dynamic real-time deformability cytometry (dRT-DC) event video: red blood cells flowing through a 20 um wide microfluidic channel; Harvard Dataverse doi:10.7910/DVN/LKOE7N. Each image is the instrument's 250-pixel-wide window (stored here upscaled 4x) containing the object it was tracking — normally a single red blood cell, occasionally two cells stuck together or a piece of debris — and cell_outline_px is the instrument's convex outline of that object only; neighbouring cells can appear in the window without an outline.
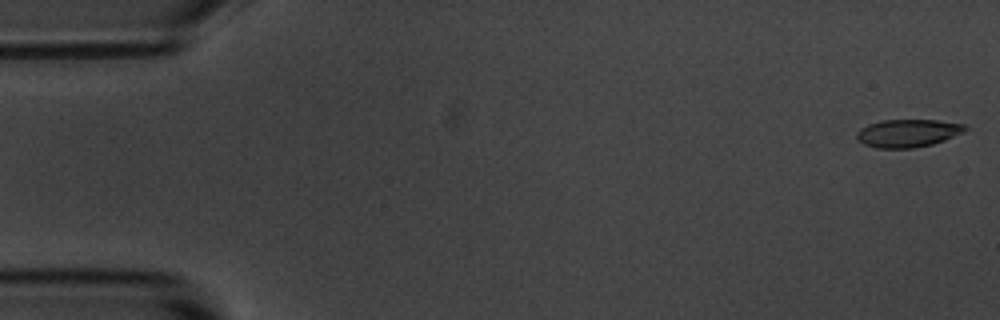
{"species": "common noctule bat (a hibernating species)", "species_latin": "Nyctalus noctula", "temperature_condition": "room temperature", "stored_images_in_passage": 50, "camera_frame_rate_fps": 3000, "um_per_image_px": 0.085, "animal": {"sex": "male", "body_mass_g": 20.1, "forearm_length_mm": 53.5}, "frame": {"image": 1, "passage_image": 1, "time_ms": 0.0, "image_size_px": [1000, 320], "cell_outline_px": [[968, 128], [964, 132], [944, 140], [932, 144], [912, 148], [876, 148], [864, 144], [856, 136], [856, 132], [860, 128], [868, 124], [880, 120], [936, 120], [964, 124]], "centroid_in_image_um": [77.15, 11.31], "position_along_channel_um": 7.8, "area_um2": 17.57}}
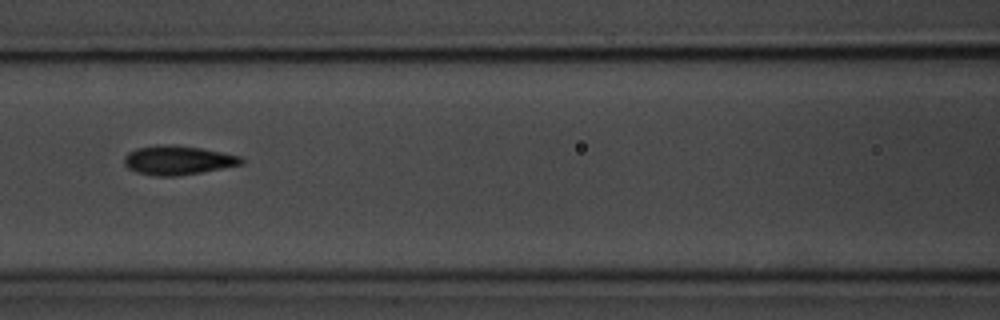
{"frame": {"image": 2, "passage_image": 24, "time_ms": 7.667, "image_size_px": [1000, 320], "cell_outline_px": [[244, 164], [200, 172], [176, 176], [156, 176], [136, 172], [128, 168], [124, 164], [124, 156], [128, 152], [136, 148], [160, 144], [200, 148], [240, 156], [244, 160]], "centroid_in_image_um": [15.08, 13.62], "position_along_channel_um": 151.5, "area_um2": 19.65}}
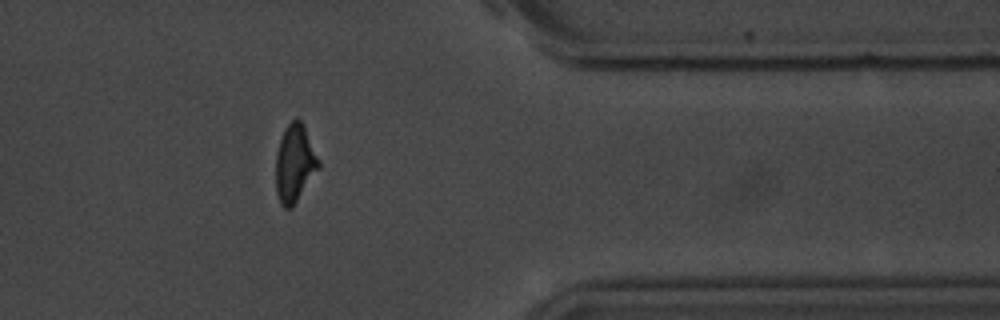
{"frame": {"image": 3, "passage_image": 45, "time_ms": 14.667, "image_size_px": [1000, 320], "cell_outline_px": [[320, 168], [292, 208], [284, 208], [280, 204], [276, 192], [276, 152], [284, 128], [296, 116], [300, 120], [320, 160]], "centroid_in_image_um": [25.05, 13.91], "position_along_channel_um": 386.4, "area_um2": 19.42}}